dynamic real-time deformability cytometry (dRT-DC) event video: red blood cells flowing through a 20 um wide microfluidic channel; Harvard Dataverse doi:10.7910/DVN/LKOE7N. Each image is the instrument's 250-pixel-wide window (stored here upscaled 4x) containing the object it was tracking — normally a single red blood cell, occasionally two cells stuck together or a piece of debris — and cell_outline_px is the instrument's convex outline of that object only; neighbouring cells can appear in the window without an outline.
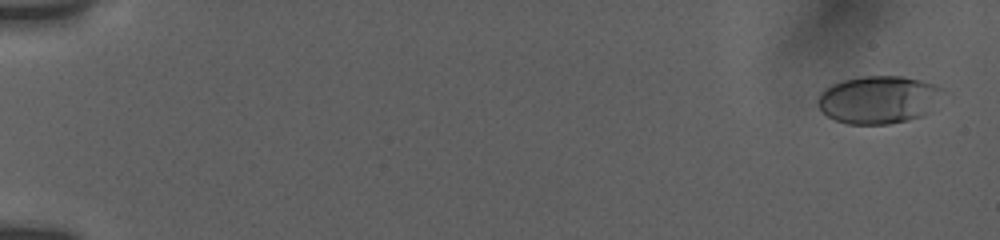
{"species": "human", "species_latin": "Homo sapiens", "temperature_condition": "room temperature", "stored_images_in_passage": 8, "camera_frame_rate_fps": 3000, "um_per_image_px": 0.085, "donor": {"sex": "female"}, "frame": {"image": 1, "passage_image": 2, "time_ms": 0.333, "image_size_px": [1000, 240], "cell_outline_px": [[940, 88], [928, 112], [924, 116], [908, 120], [888, 124], [848, 124], [836, 120], [828, 116], [816, 104], [816, 100], [820, 92], [824, 88], [832, 84], [844, 80], [864, 76], [900, 76], [920, 80], [932, 84]], "centroid_in_image_um": [74.56, 8.48], "position_along_channel_um": 10.4, "area_um2": 34.16}}